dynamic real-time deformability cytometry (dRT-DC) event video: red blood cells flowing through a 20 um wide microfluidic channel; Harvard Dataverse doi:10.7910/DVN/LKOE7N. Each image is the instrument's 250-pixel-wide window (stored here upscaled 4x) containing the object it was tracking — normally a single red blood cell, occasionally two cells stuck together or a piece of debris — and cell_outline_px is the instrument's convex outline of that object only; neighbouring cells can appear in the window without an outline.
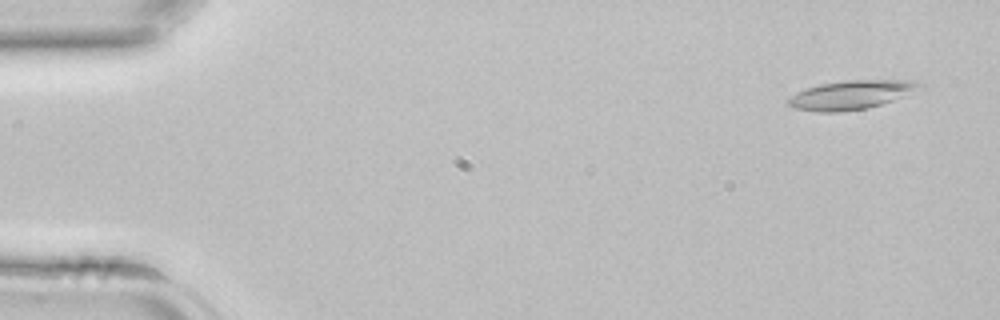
{"species": "common noctule bat (a hibernating species)", "species_latin": "Nyctalus noctula", "temperature_condition": "room temperature", "stored_images_in_passage": 42, "camera_frame_rate_fps": 3000, "um_per_image_px": 0.085, "animal": {"sex": "female", "body_mass_g": 22.7, "forearm_length_mm": 54.2}, "frame": {"image": 1, "passage_image": 3, "time_ms": 0.667, "image_size_px": [1000, 320], "cell_outline_px": [[924, 88], [892, 100], [868, 108], [840, 112], [816, 112], [792, 108], [788, 104], [788, 96], [808, 88], [820, 84], [840, 80], [908, 80], [924, 84]], "centroid_in_image_um": [72.33, 8.06], "position_along_channel_um": 12.7, "area_um2": 22.2}}
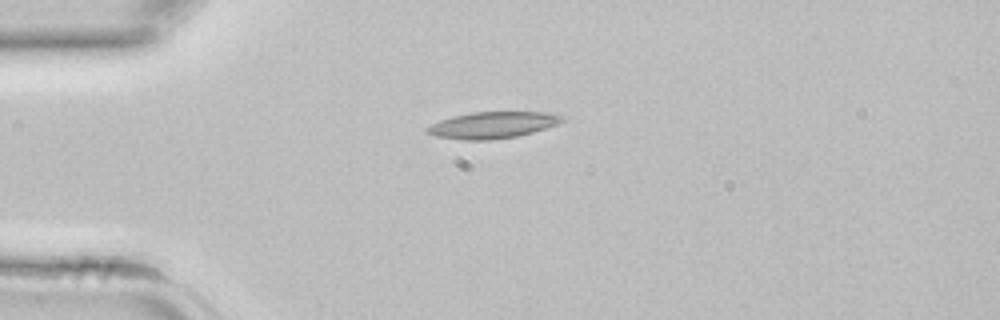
{"frame": {"image": 2, "passage_image": 11, "time_ms": 3.333, "image_size_px": [1000, 320], "cell_outline_px": [[568, 120], [560, 124], [532, 132], [516, 136], [488, 140], [464, 140], [436, 136], [424, 132], [424, 128], [440, 120], [452, 116], [472, 112], [552, 112], [564, 116]], "centroid_in_image_um": [41.91, 10.62], "position_along_channel_um": 43.1, "area_um2": 21.1}}
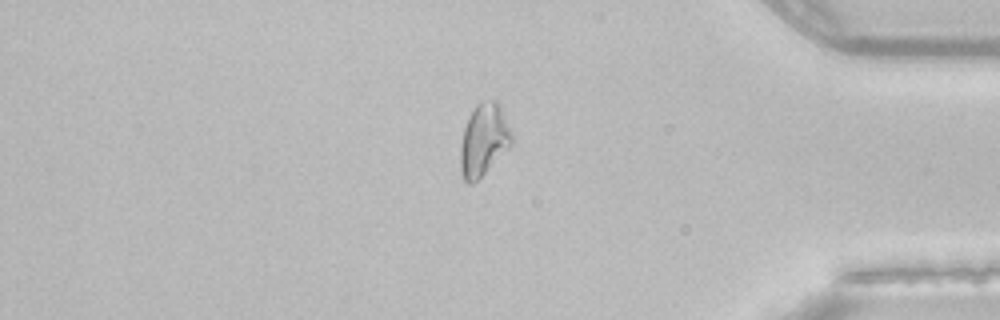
{"frame": {"image": 3, "passage_image": 36, "time_ms": 11.667, "image_size_px": [1000, 320], "cell_outline_px": [[512, 144], [472, 184], [468, 184], [464, 180], [460, 172], [460, 144], [464, 128], [468, 116], [476, 104], [480, 100], [496, 100], [500, 104], [512, 132]], "centroid_in_image_um": [41.1, 11.84], "position_along_channel_um": 394.1, "area_um2": 21.56}}